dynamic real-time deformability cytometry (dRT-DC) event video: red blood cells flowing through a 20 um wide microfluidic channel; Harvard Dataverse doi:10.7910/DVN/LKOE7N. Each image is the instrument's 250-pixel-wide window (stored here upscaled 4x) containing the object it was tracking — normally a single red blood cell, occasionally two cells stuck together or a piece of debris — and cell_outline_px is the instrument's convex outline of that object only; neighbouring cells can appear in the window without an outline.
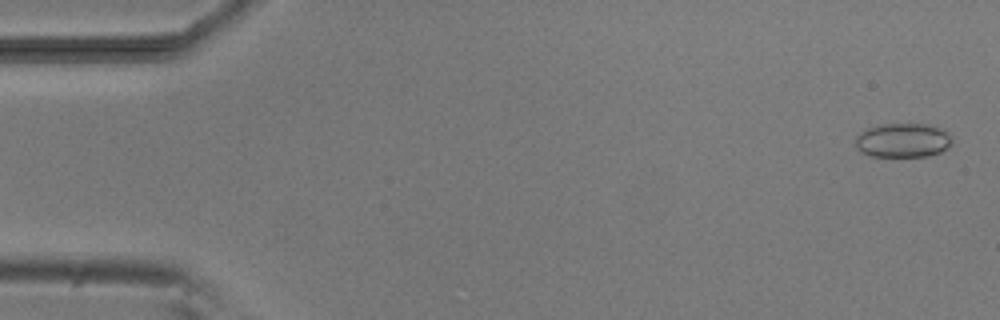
{"species": "common noctule bat (a hibernating species)", "species_latin": "Nyctalus noctula", "temperature_condition": "room temperature", "stored_images_in_passage": 53, "camera_frame_rate_fps": 3000, "um_per_image_px": 0.085, "animal": {"sex": "male", "body_mass_g": 20.5, "forearm_length_mm": 52.5}, "frame": {"image": 1, "passage_image": 2, "time_ms": 0.333, "image_size_px": [1000, 320], "cell_outline_px": [[952, 144], [948, 148], [940, 152], [928, 156], [872, 156], [860, 152], [856, 148], [856, 136], [864, 128], [880, 124], [928, 124], [940, 128], [948, 132], [952, 136]], "centroid_in_image_um": [76.74, 11.92], "position_along_channel_um": 8.3, "area_um2": 19.54}}
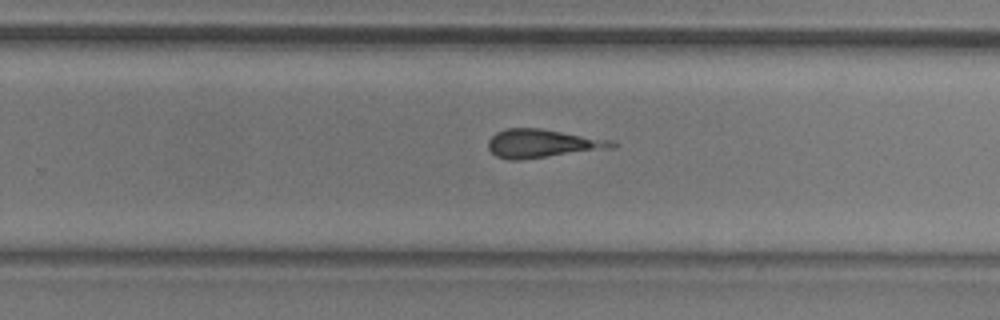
{"frame": {"image": 2, "passage_image": 34, "time_ms": 11.0, "image_size_px": [1000, 320], "cell_outline_px": [[620, 144], [616, 148], [520, 160], [508, 160], [496, 156], [488, 148], [488, 140], [496, 132], [508, 128], [540, 128], [616, 140]], "centroid_in_image_um": [46.2, 12.2], "position_along_channel_um": 283.6, "area_um2": 20.98}}
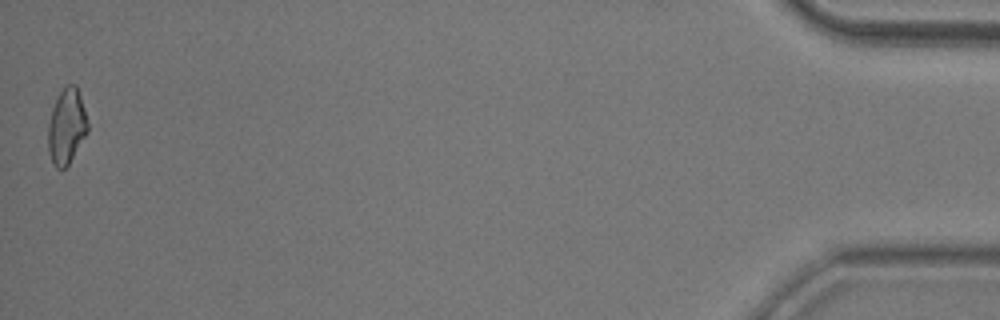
{"frame": {"image": 3, "passage_image": 53, "time_ms": 17.333, "image_size_px": [1000, 320], "cell_outline_px": [[88, 132], [68, 164], [64, 168], [56, 168], [52, 164], [48, 152], [48, 124], [52, 108], [60, 92], [68, 84], [76, 84], [84, 108], [88, 124]], "centroid_in_image_um": [5.65, 10.76], "position_along_channel_um": 429.6, "area_um2": 17.28}}